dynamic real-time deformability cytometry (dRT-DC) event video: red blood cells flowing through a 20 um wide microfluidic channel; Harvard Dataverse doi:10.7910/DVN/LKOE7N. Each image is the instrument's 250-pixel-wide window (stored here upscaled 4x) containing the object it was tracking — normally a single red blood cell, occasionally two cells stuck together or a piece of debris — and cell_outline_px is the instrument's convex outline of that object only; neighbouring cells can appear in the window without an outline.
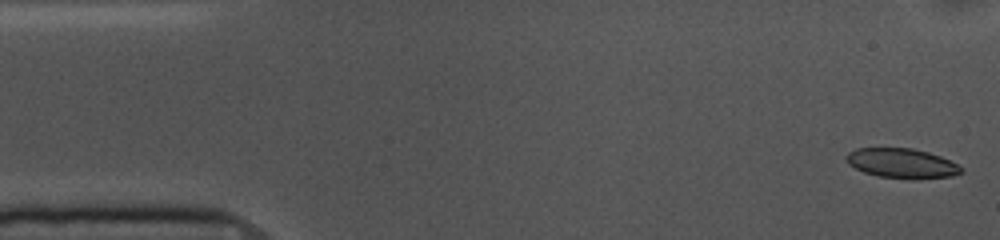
{"species": "common noctule bat (a hibernating species)", "species_latin": "Nyctalus noctula", "temperature_condition": "cold", "stored_images_in_passage": 13, "camera_frame_rate_fps": 3000, "um_per_image_px": 0.085, "animal": {"sex": "female", "body_mass_g": 10.0, "forearm_length_mm": 53.1}, "frame": {"image": 1, "passage_image": 1, "time_ms": 0.0, "image_size_px": [1000, 240], "cell_outline_px": [[964, 172], [952, 176], [912, 180], [880, 176], [864, 172], [848, 164], [844, 156], [848, 152], [856, 148], [912, 148], [928, 152], [940, 156], [964, 168]], "centroid_in_image_um": [76.66, 13.88], "position_along_channel_um": 8.3, "area_um2": 20.06}}
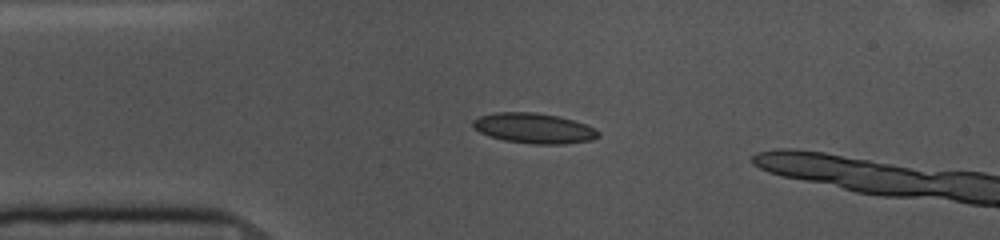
{"frame": {"image": 2, "passage_image": 11, "time_ms": 3.333, "image_size_px": [1000, 240], "cell_outline_px": [[600, 136], [592, 140], [564, 144], [532, 144], [504, 140], [488, 136], [480, 132], [472, 124], [472, 120], [480, 116], [496, 112], [536, 112], [560, 116], [596, 128], [600, 132]], "centroid_in_image_um": [45.41, 10.9], "position_along_channel_um": 39.6, "area_um2": 22.2}}